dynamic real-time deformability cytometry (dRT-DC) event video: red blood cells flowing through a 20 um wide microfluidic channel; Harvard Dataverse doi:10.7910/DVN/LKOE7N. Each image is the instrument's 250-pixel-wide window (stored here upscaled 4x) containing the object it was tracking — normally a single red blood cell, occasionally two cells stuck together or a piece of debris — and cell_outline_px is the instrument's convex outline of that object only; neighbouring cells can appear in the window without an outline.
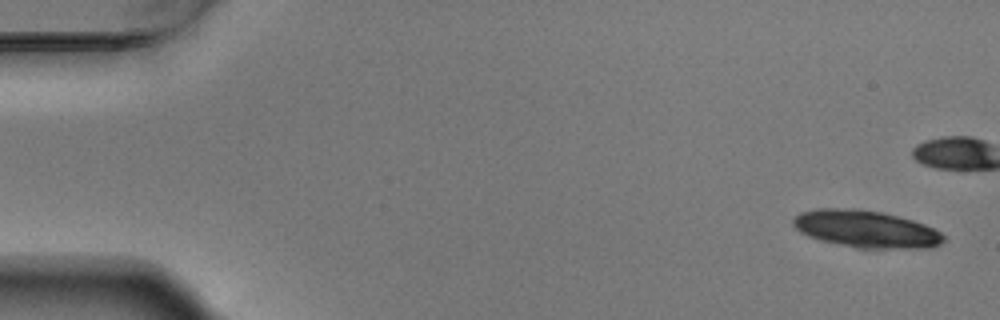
{"species": "Egyptian fruit bat (a non-hibernating species)", "species_latin": "Rousettus aegyptiacus", "temperature_condition": "warm", "stored_images_in_passage": 7, "camera_frame_rate_fps": 3000, "um_per_image_px": 0.085, "animal": {"sex": "male"}, "frame": {"image": 1, "passage_image": 1, "time_ms": 0.0, "image_size_px": [1000, 320], "cell_outline_px": [[944, 240], [940, 244], [932, 248], [856, 248], [808, 236], [800, 232], [792, 224], [792, 220], [800, 212], [816, 208], [856, 208], [880, 212], [912, 220], [924, 224], [940, 232], [944, 236]], "centroid_in_image_um": [73.6, 19.46], "position_along_channel_um": 11.4, "area_um2": 32.43}}
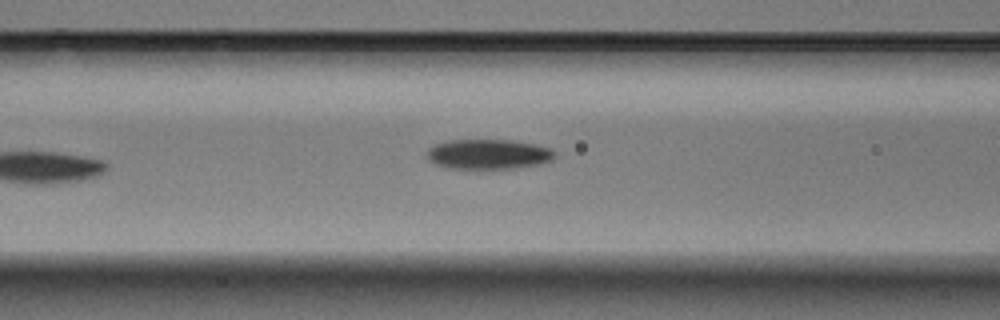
{"frame": {"image": 2, "passage_image": 7, "time_ms": 2.0, "image_size_px": [1000, 320], "cell_outline_px": [[556, 156], [552, 160], [540, 164], [512, 168], [452, 168], [436, 164], [428, 160], [428, 148], [432, 144], [448, 140], [512, 140], [536, 144], [552, 148], [556, 152]], "centroid_in_image_um": [41.54, 13.09], "position_along_channel_um": 125.1, "area_um2": 22.37}}